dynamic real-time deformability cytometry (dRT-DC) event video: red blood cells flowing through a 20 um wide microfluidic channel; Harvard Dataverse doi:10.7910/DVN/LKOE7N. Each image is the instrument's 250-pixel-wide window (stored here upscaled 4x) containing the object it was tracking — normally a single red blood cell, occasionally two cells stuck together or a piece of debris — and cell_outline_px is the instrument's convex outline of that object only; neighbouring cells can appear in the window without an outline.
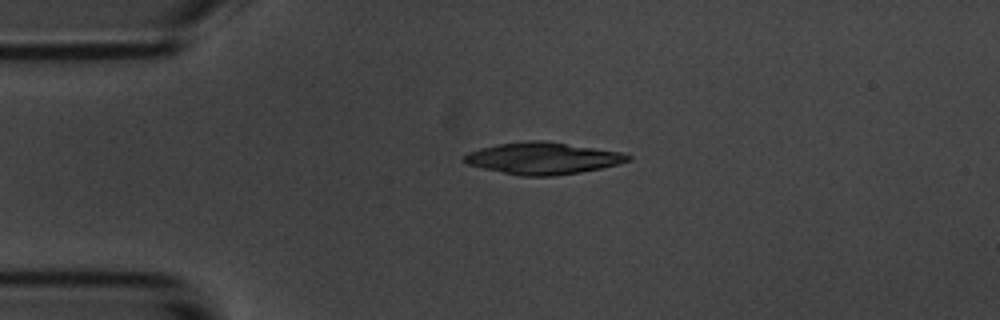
{"species": "common noctule bat (a hibernating species)", "species_latin": "Nyctalus noctula", "temperature_condition": "room temperature", "stored_images_in_passage": 3, "camera_frame_rate_fps": 3000, "um_per_image_px": 0.085, "animal": {"sex": "male", "body_mass_g": 20.1, "forearm_length_mm": 53.5}, "frame": {"image": 1, "passage_image": 1, "time_ms": 0.0, "image_size_px": [1000, 320], "cell_outline_px": [[632, 160], [600, 168], [580, 172], [556, 176], [520, 176], [484, 168], [468, 164], [460, 160], [468, 152], [480, 148], [500, 144], [528, 140], [544, 140], [624, 152], [632, 156]], "centroid_in_image_um": [46.16, 13.45], "position_along_channel_um": 38.8, "area_um2": 30.4}}